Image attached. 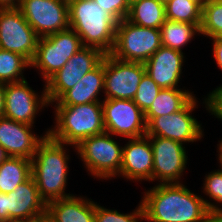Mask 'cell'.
Here are the masks:
<instances>
[{
  "label": "cell",
  "instance_id": "33",
  "mask_svg": "<svg viewBox=\"0 0 222 222\" xmlns=\"http://www.w3.org/2000/svg\"><path fill=\"white\" fill-rule=\"evenodd\" d=\"M203 99L202 103L208 113L222 122V84L210 91Z\"/></svg>",
  "mask_w": 222,
  "mask_h": 222
},
{
  "label": "cell",
  "instance_id": "21",
  "mask_svg": "<svg viewBox=\"0 0 222 222\" xmlns=\"http://www.w3.org/2000/svg\"><path fill=\"white\" fill-rule=\"evenodd\" d=\"M100 92L104 93V58L96 68L85 74L76 85L50 105L73 106L102 102L104 99H100Z\"/></svg>",
  "mask_w": 222,
  "mask_h": 222
},
{
  "label": "cell",
  "instance_id": "12",
  "mask_svg": "<svg viewBox=\"0 0 222 222\" xmlns=\"http://www.w3.org/2000/svg\"><path fill=\"white\" fill-rule=\"evenodd\" d=\"M147 137L153 151V182L181 183L189 159L185 145L160 136Z\"/></svg>",
  "mask_w": 222,
  "mask_h": 222
},
{
  "label": "cell",
  "instance_id": "10",
  "mask_svg": "<svg viewBox=\"0 0 222 222\" xmlns=\"http://www.w3.org/2000/svg\"><path fill=\"white\" fill-rule=\"evenodd\" d=\"M105 54L97 48L83 46L45 82L49 105L76 85L85 74L96 68Z\"/></svg>",
  "mask_w": 222,
  "mask_h": 222
},
{
  "label": "cell",
  "instance_id": "2",
  "mask_svg": "<svg viewBox=\"0 0 222 222\" xmlns=\"http://www.w3.org/2000/svg\"><path fill=\"white\" fill-rule=\"evenodd\" d=\"M68 146L49 135L39 143L31 159L32 177L40 197L47 203L74 195L66 193L70 153ZM69 153V154H68Z\"/></svg>",
  "mask_w": 222,
  "mask_h": 222
},
{
  "label": "cell",
  "instance_id": "28",
  "mask_svg": "<svg viewBox=\"0 0 222 222\" xmlns=\"http://www.w3.org/2000/svg\"><path fill=\"white\" fill-rule=\"evenodd\" d=\"M222 32V0H205L202 4L200 35L216 38Z\"/></svg>",
  "mask_w": 222,
  "mask_h": 222
},
{
  "label": "cell",
  "instance_id": "9",
  "mask_svg": "<svg viewBox=\"0 0 222 222\" xmlns=\"http://www.w3.org/2000/svg\"><path fill=\"white\" fill-rule=\"evenodd\" d=\"M46 208L32 176L9 194L0 193V222H42Z\"/></svg>",
  "mask_w": 222,
  "mask_h": 222
},
{
  "label": "cell",
  "instance_id": "16",
  "mask_svg": "<svg viewBox=\"0 0 222 222\" xmlns=\"http://www.w3.org/2000/svg\"><path fill=\"white\" fill-rule=\"evenodd\" d=\"M19 9L39 37L70 28L68 4L61 0H20Z\"/></svg>",
  "mask_w": 222,
  "mask_h": 222
},
{
  "label": "cell",
  "instance_id": "42",
  "mask_svg": "<svg viewBox=\"0 0 222 222\" xmlns=\"http://www.w3.org/2000/svg\"><path fill=\"white\" fill-rule=\"evenodd\" d=\"M61 1L66 2L67 4H69L70 2L75 1V0H61Z\"/></svg>",
  "mask_w": 222,
  "mask_h": 222
},
{
  "label": "cell",
  "instance_id": "24",
  "mask_svg": "<svg viewBox=\"0 0 222 222\" xmlns=\"http://www.w3.org/2000/svg\"><path fill=\"white\" fill-rule=\"evenodd\" d=\"M126 19L141 27L160 29L166 20L165 5L158 0H136L130 3Z\"/></svg>",
  "mask_w": 222,
  "mask_h": 222
},
{
  "label": "cell",
  "instance_id": "34",
  "mask_svg": "<svg viewBox=\"0 0 222 222\" xmlns=\"http://www.w3.org/2000/svg\"><path fill=\"white\" fill-rule=\"evenodd\" d=\"M211 43L213 44V58L216 62V65L222 71V39H211Z\"/></svg>",
  "mask_w": 222,
  "mask_h": 222
},
{
  "label": "cell",
  "instance_id": "30",
  "mask_svg": "<svg viewBox=\"0 0 222 222\" xmlns=\"http://www.w3.org/2000/svg\"><path fill=\"white\" fill-rule=\"evenodd\" d=\"M145 220L142 203L129 213H121L116 209H107L95 202V222H142Z\"/></svg>",
  "mask_w": 222,
  "mask_h": 222
},
{
  "label": "cell",
  "instance_id": "1",
  "mask_svg": "<svg viewBox=\"0 0 222 222\" xmlns=\"http://www.w3.org/2000/svg\"><path fill=\"white\" fill-rule=\"evenodd\" d=\"M146 222H205L209 214L203 196L182 183L156 184L143 192Z\"/></svg>",
  "mask_w": 222,
  "mask_h": 222
},
{
  "label": "cell",
  "instance_id": "27",
  "mask_svg": "<svg viewBox=\"0 0 222 222\" xmlns=\"http://www.w3.org/2000/svg\"><path fill=\"white\" fill-rule=\"evenodd\" d=\"M31 62L21 54L0 49V82L12 83L25 80V69Z\"/></svg>",
  "mask_w": 222,
  "mask_h": 222
},
{
  "label": "cell",
  "instance_id": "7",
  "mask_svg": "<svg viewBox=\"0 0 222 222\" xmlns=\"http://www.w3.org/2000/svg\"><path fill=\"white\" fill-rule=\"evenodd\" d=\"M82 47L80 36L72 28L39 37L31 69H37L46 82Z\"/></svg>",
  "mask_w": 222,
  "mask_h": 222
},
{
  "label": "cell",
  "instance_id": "32",
  "mask_svg": "<svg viewBox=\"0 0 222 222\" xmlns=\"http://www.w3.org/2000/svg\"><path fill=\"white\" fill-rule=\"evenodd\" d=\"M117 22L127 18L130 3L128 0H93Z\"/></svg>",
  "mask_w": 222,
  "mask_h": 222
},
{
  "label": "cell",
  "instance_id": "19",
  "mask_svg": "<svg viewBox=\"0 0 222 222\" xmlns=\"http://www.w3.org/2000/svg\"><path fill=\"white\" fill-rule=\"evenodd\" d=\"M185 53L161 46L145 63L146 74L161 88H179ZM181 79V80H180Z\"/></svg>",
  "mask_w": 222,
  "mask_h": 222
},
{
  "label": "cell",
  "instance_id": "4",
  "mask_svg": "<svg viewBox=\"0 0 222 222\" xmlns=\"http://www.w3.org/2000/svg\"><path fill=\"white\" fill-rule=\"evenodd\" d=\"M68 8L70 28L80 36L82 45L110 54L117 21L93 0H75Z\"/></svg>",
  "mask_w": 222,
  "mask_h": 222
},
{
  "label": "cell",
  "instance_id": "29",
  "mask_svg": "<svg viewBox=\"0 0 222 222\" xmlns=\"http://www.w3.org/2000/svg\"><path fill=\"white\" fill-rule=\"evenodd\" d=\"M203 179L202 192L209 197L204 199L209 212L222 213V164L219 162V169L208 172Z\"/></svg>",
  "mask_w": 222,
  "mask_h": 222
},
{
  "label": "cell",
  "instance_id": "14",
  "mask_svg": "<svg viewBox=\"0 0 222 222\" xmlns=\"http://www.w3.org/2000/svg\"><path fill=\"white\" fill-rule=\"evenodd\" d=\"M38 40L19 8L0 9V49L21 54L31 62Z\"/></svg>",
  "mask_w": 222,
  "mask_h": 222
},
{
  "label": "cell",
  "instance_id": "35",
  "mask_svg": "<svg viewBox=\"0 0 222 222\" xmlns=\"http://www.w3.org/2000/svg\"><path fill=\"white\" fill-rule=\"evenodd\" d=\"M20 0H0V9L19 8Z\"/></svg>",
  "mask_w": 222,
  "mask_h": 222
},
{
  "label": "cell",
  "instance_id": "17",
  "mask_svg": "<svg viewBox=\"0 0 222 222\" xmlns=\"http://www.w3.org/2000/svg\"><path fill=\"white\" fill-rule=\"evenodd\" d=\"M35 126L16 122L4 116L0 117V145L11 157L32 159L39 143L48 135L49 128L39 136Z\"/></svg>",
  "mask_w": 222,
  "mask_h": 222
},
{
  "label": "cell",
  "instance_id": "36",
  "mask_svg": "<svg viewBox=\"0 0 222 222\" xmlns=\"http://www.w3.org/2000/svg\"><path fill=\"white\" fill-rule=\"evenodd\" d=\"M6 83L0 82V117L4 113Z\"/></svg>",
  "mask_w": 222,
  "mask_h": 222
},
{
  "label": "cell",
  "instance_id": "31",
  "mask_svg": "<svg viewBox=\"0 0 222 222\" xmlns=\"http://www.w3.org/2000/svg\"><path fill=\"white\" fill-rule=\"evenodd\" d=\"M160 90L161 88L145 73L133 101L145 113L151 107Z\"/></svg>",
  "mask_w": 222,
  "mask_h": 222
},
{
  "label": "cell",
  "instance_id": "6",
  "mask_svg": "<svg viewBox=\"0 0 222 222\" xmlns=\"http://www.w3.org/2000/svg\"><path fill=\"white\" fill-rule=\"evenodd\" d=\"M161 46L160 29L141 27L125 18L116 24L110 55L121 61L145 63Z\"/></svg>",
  "mask_w": 222,
  "mask_h": 222
},
{
  "label": "cell",
  "instance_id": "18",
  "mask_svg": "<svg viewBox=\"0 0 222 222\" xmlns=\"http://www.w3.org/2000/svg\"><path fill=\"white\" fill-rule=\"evenodd\" d=\"M120 176L127 181L153 182V151L146 135L128 139V142L123 145Z\"/></svg>",
  "mask_w": 222,
  "mask_h": 222
},
{
  "label": "cell",
  "instance_id": "39",
  "mask_svg": "<svg viewBox=\"0 0 222 222\" xmlns=\"http://www.w3.org/2000/svg\"><path fill=\"white\" fill-rule=\"evenodd\" d=\"M8 157L4 148L0 145V163Z\"/></svg>",
  "mask_w": 222,
  "mask_h": 222
},
{
  "label": "cell",
  "instance_id": "3",
  "mask_svg": "<svg viewBox=\"0 0 222 222\" xmlns=\"http://www.w3.org/2000/svg\"><path fill=\"white\" fill-rule=\"evenodd\" d=\"M53 107L55 125L49 128L48 135L71 145L75 152L83 140L105 132L102 102Z\"/></svg>",
  "mask_w": 222,
  "mask_h": 222
},
{
  "label": "cell",
  "instance_id": "26",
  "mask_svg": "<svg viewBox=\"0 0 222 222\" xmlns=\"http://www.w3.org/2000/svg\"><path fill=\"white\" fill-rule=\"evenodd\" d=\"M166 19L177 22L202 23V3L199 0H171L165 5Z\"/></svg>",
  "mask_w": 222,
  "mask_h": 222
},
{
  "label": "cell",
  "instance_id": "5",
  "mask_svg": "<svg viewBox=\"0 0 222 222\" xmlns=\"http://www.w3.org/2000/svg\"><path fill=\"white\" fill-rule=\"evenodd\" d=\"M76 155L83 161L86 172L98 180L119 177L122 166L123 146L112 134L102 133L83 140L76 146Z\"/></svg>",
  "mask_w": 222,
  "mask_h": 222
},
{
  "label": "cell",
  "instance_id": "37",
  "mask_svg": "<svg viewBox=\"0 0 222 222\" xmlns=\"http://www.w3.org/2000/svg\"><path fill=\"white\" fill-rule=\"evenodd\" d=\"M205 222H222V213L209 212Z\"/></svg>",
  "mask_w": 222,
  "mask_h": 222
},
{
  "label": "cell",
  "instance_id": "8",
  "mask_svg": "<svg viewBox=\"0 0 222 222\" xmlns=\"http://www.w3.org/2000/svg\"><path fill=\"white\" fill-rule=\"evenodd\" d=\"M194 97L182 110L158 117H145L146 136H160L187 145L204 138V129L192 112L198 108Z\"/></svg>",
  "mask_w": 222,
  "mask_h": 222
},
{
  "label": "cell",
  "instance_id": "20",
  "mask_svg": "<svg viewBox=\"0 0 222 222\" xmlns=\"http://www.w3.org/2000/svg\"><path fill=\"white\" fill-rule=\"evenodd\" d=\"M46 222H95V201L71 195L47 203Z\"/></svg>",
  "mask_w": 222,
  "mask_h": 222
},
{
  "label": "cell",
  "instance_id": "15",
  "mask_svg": "<svg viewBox=\"0 0 222 222\" xmlns=\"http://www.w3.org/2000/svg\"><path fill=\"white\" fill-rule=\"evenodd\" d=\"M39 93L30 87L26 79L19 82L6 83L3 116L16 122L35 126L37 115L44 108L50 106L47 100L45 85L43 91Z\"/></svg>",
  "mask_w": 222,
  "mask_h": 222
},
{
  "label": "cell",
  "instance_id": "13",
  "mask_svg": "<svg viewBox=\"0 0 222 222\" xmlns=\"http://www.w3.org/2000/svg\"><path fill=\"white\" fill-rule=\"evenodd\" d=\"M145 73L144 63L121 61L105 54L103 99L133 100Z\"/></svg>",
  "mask_w": 222,
  "mask_h": 222
},
{
  "label": "cell",
  "instance_id": "43",
  "mask_svg": "<svg viewBox=\"0 0 222 222\" xmlns=\"http://www.w3.org/2000/svg\"><path fill=\"white\" fill-rule=\"evenodd\" d=\"M129 1V3H132V2H134V1H136V0H128Z\"/></svg>",
  "mask_w": 222,
  "mask_h": 222
},
{
  "label": "cell",
  "instance_id": "40",
  "mask_svg": "<svg viewBox=\"0 0 222 222\" xmlns=\"http://www.w3.org/2000/svg\"><path fill=\"white\" fill-rule=\"evenodd\" d=\"M160 3H162V4H164V5H166L169 1H171V0H158Z\"/></svg>",
  "mask_w": 222,
  "mask_h": 222
},
{
  "label": "cell",
  "instance_id": "11",
  "mask_svg": "<svg viewBox=\"0 0 222 222\" xmlns=\"http://www.w3.org/2000/svg\"><path fill=\"white\" fill-rule=\"evenodd\" d=\"M102 109L106 133L124 139L146 135L144 112L133 100L104 99Z\"/></svg>",
  "mask_w": 222,
  "mask_h": 222
},
{
  "label": "cell",
  "instance_id": "23",
  "mask_svg": "<svg viewBox=\"0 0 222 222\" xmlns=\"http://www.w3.org/2000/svg\"><path fill=\"white\" fill-rule=\"evenodd\" d=\"M31 176L30 159L8 156L0 163V193L9 194Z\"/></svg>",
  "mask_w": 222,
  "mask_h": 222
},
{
  "label": "cell",
  "instance_id": "25",
  "mask_svg": "<svg viewBox=\"0 0 222 222\" xmlns=\"http://www.w3.org/2000/svg\"><path fill=\"white\" fill-rule=\"evenodd\" d=\"M162 46L179 50L183 48L197 35H200V28L196 24L177 22L166 19L161 25ZM196 35V36H195Z\"/></svg>",
  "mask_w": 222,
  "mask_h": 222
},
{
  "label": "cell",
  "instance_id": "41",
  "mask_svg": "<svg viewBox=\"0 0 222 222\" xmlns=\"http://www.w3.org/2000/svg\"><path fill=\"white\" fill-rule=\"evenodd\" d=\"M210 39H222V32L216 38H210Z\"/></svg>",
  "mask_w": 222,
  "mask_h": 222
},
{
  "label": "cell",
  "instance_id": "22",
  "mask_svg": "<svg viewBox=\"0 0 222 222\" xmlns=\"http://www.w3.org/2000/svg\"><path fill=\"white\" fill-rule=\"evenodd\" d=\"M182 88L161 89L144 117H158L182 110L194 97V92Z\"/></svg>",
  "mask_w": 222,
  "mask_h": 222
},
{
  "label": "cell",
  "instance_id": "38",
  "mask_svg": "<svg viewBox=\"0 0 222 222\" xmlns=\"http://www.w3.org/2000/svg\"><path fill=\"white\" fill-rule=\"evenodd\" d=\"M219 144H217V151L218 152V162H220L222 164V139L220 141H218Z\"/></svg>",
  "mask_w": 222,
  "mask_h": 222
}]
</instances>
